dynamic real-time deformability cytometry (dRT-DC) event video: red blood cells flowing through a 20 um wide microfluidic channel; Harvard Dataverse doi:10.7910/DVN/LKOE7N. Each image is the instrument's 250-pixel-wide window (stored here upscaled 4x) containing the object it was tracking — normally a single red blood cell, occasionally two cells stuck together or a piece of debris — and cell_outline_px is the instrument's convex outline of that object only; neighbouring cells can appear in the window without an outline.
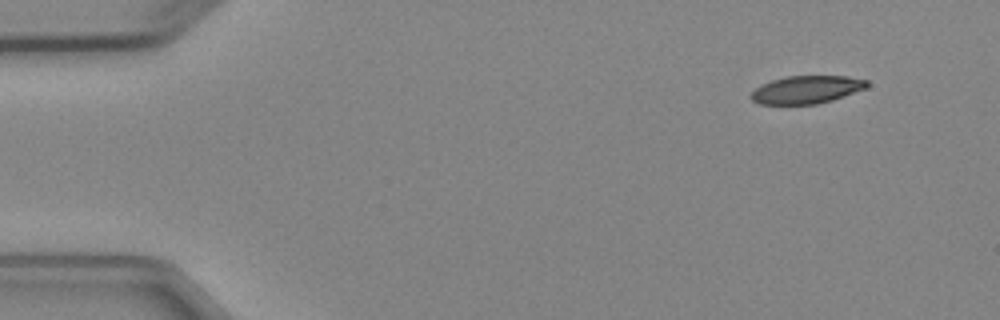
{"species": "Egyptian fruit bat (a non-hibernating species)", "species_latin": "Rousettus aegyptiacus", "temperature_condition": "cold", "stored_images_in_passage": 3, "camera_frame_rate_fps": 3000, "um_per_image_px": 0.085, "animal": {"sex": "female"}, "frame": {"image": 1, "passage_image": 1, "time_ms": 0.0, "image_size_px": [1000, 320], "cell_outline_px": [[868, 84], [864, 88], [832, 100], [816, 104], [760, 104], [752, 100], [748, 96], [760, 84], [784, 76], [848, 76], [868, 80]], "centroid_in_image_um": [68.5, 7.61], "position_along_channel_um": 16.5, "area_um2": 18.73}}
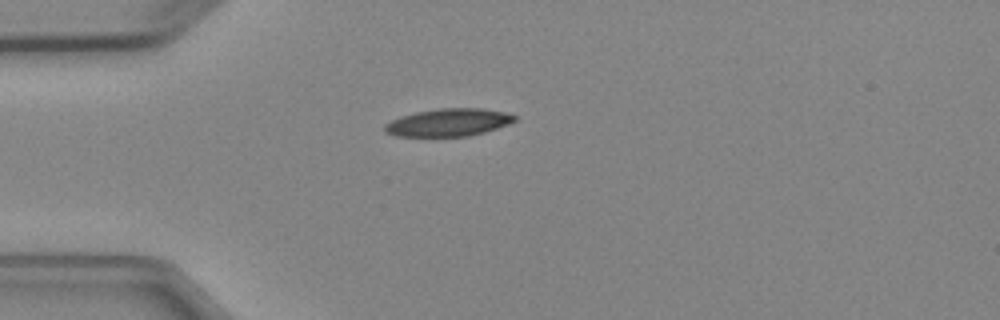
{"frame": {"image": 2, "passage_image": 3, "time_ms": 3.0, "image_size_px": [1000, 320], "cell_outline_px": [[516, 120], [508, 124], [484, 132], [468, 136], [396, 136], [384, 132], [384, 124], [400, 116], [416, 112], [440, 108], [484, 108], [504, 112], [516, 116]], "centroid_in_image_um": [38.1, 10.4], "position_along_channel_um": 46.9, "area_um2": 20.87}}